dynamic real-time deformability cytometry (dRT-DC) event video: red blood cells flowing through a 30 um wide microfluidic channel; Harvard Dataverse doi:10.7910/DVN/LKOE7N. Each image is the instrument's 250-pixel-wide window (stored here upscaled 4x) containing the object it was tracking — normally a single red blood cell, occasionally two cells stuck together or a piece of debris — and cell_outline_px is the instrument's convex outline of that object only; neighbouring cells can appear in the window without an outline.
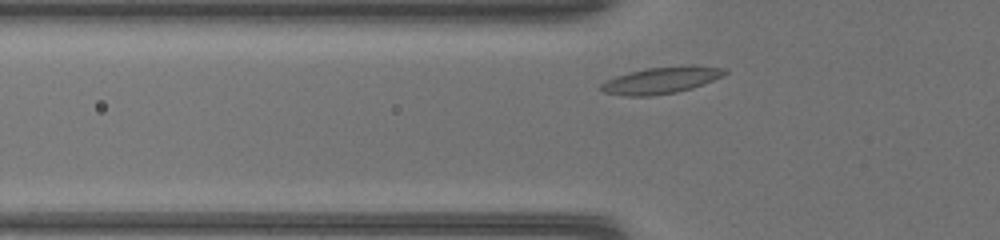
{"species": "common noctule bat (a hibernating species)", "species_latin": "Nyctalus noctula", "temperature_condition": "warm", "stored_images_in_passage": 28, "camera_frame_rate_fps": 3000, "um_per_image_px": 0.085, "animal": {"sex": "female", "body_mass_g": 17.0, "forearm_length_mm": 48.0}, "frame": {"image": 1, "passage_image": 4, "time_ms": 1.0, "image_size_px": [1000, 240], "cell_outline_px": [[728, 72], [712, 80], [692, 88], [676, 92], [652, 96], [624, 96], [604, 92], [600, 88], [600, 84], [616, 76], [628, 72], [644, 68], [692, 64], [696, 64], [724, 68]], "centroid_in_image_um": [56.2, 6.8], "position_along_channel_um": 69.6, "area_um2": 19.36}}
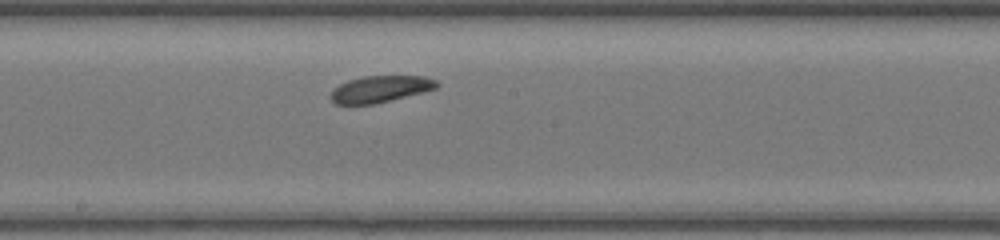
{"frame": {"image": 2, "passage_image": 14, "time_ms": 4.333, "image_size_px": [1000, 240], "cell_outline_px": [[440, 84], [436, 88], [424, 92], [372, 104], [336, 104], [328, 96], [332, 88], [348, 80], [364, 76], [424, 76], [436, 80]], "centroid_in_image_um": [32.3, 7.56], "position_along_channel_um": 215.9, "area_um2": 16.47}}
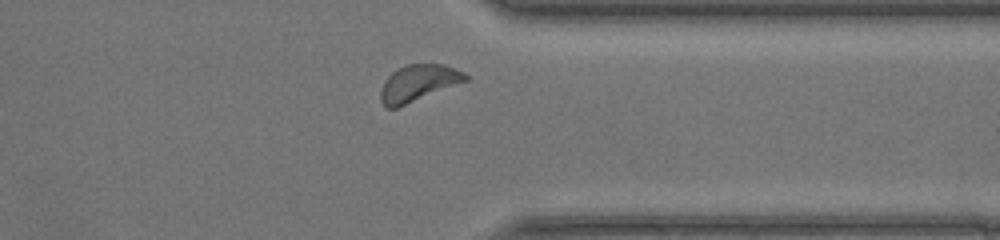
{"frame": {"image": 3, "passage_image": 25, "time_ms": 8.0, "image_size_px": [1000, 240], "cell_outline_px": [[468, 80], [396, 108], [388, 108], [380, 100], [380, 92], [388, 76], [396, 68], [404, 64], [444, 64], [456, 68], [464, 72], [468, 76]], "centroid_in_image_um": [35.56, 7.04], "position_along_channel_um": 375.8, "area_um2": 17.92}}